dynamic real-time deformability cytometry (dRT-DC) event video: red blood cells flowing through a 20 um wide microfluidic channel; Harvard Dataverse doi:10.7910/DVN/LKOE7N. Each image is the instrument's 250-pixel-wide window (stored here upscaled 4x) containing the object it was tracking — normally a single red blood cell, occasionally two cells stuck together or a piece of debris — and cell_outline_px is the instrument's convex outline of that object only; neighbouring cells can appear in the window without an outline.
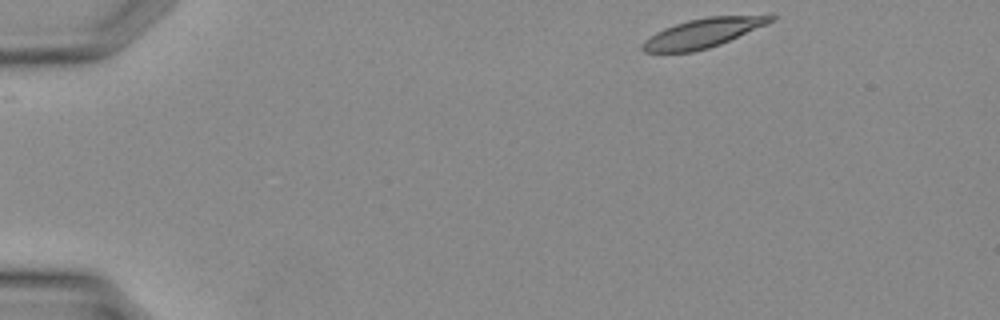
{"species": "Egyptian fruit bat (a non-hibernating species)", "species_latin": "Rousettus aegyptiacus", "temperature_condition": "warm", "stored_images_in_passage": 33, "camera_frame_rate_fps": 3000, "um_per_image_px": 0.085, "animal": {"sex": "female"}, "frame": {"image": 1, "passage_image": 1, "time_ms": 0.0, "image_size_px": [1000, 320], "cell_outline_px": [[776, 20], [720, 44], [708, 48], [692, 52], [644, 52], [640, 48], [640, 44], [644, 40], [656, 32], [664, 28], [688, 20], [708, 16], [776, 16]], "centroid_in_image_um": [59.68, 2.82], "position_along_channel_um": 25.3, "area_um2": 21.5}}
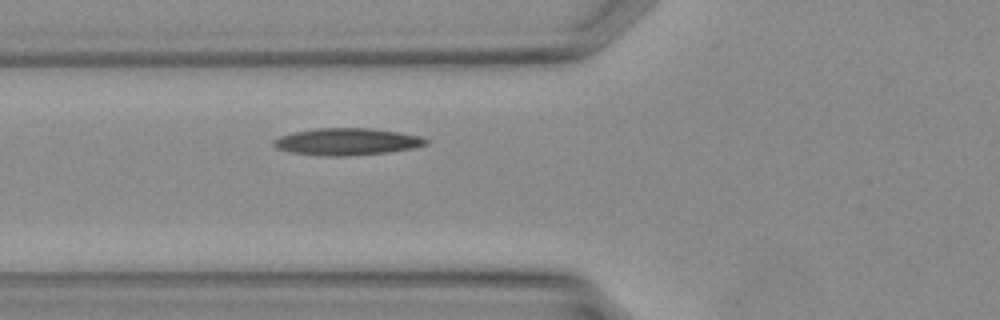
{"frame": {"image": 2, "passage_image": 10, "time_ms": 3.0, "image_size_px": [1000, 320], "cell_outline_px": [[428, 144], [412, 148], [384, 152], [348, 156], [324, 156], [292, 152], [276, 148], [272, 144], [272, 140], [280, 136], [292, 132], [316, 128], [372, 128], [400, 132], [420, 136], [428, 140]], "centroid_in_image_um": [29.46, 12.03], "position_along_channel_um": 96.3, "area_um2": 23.93}}
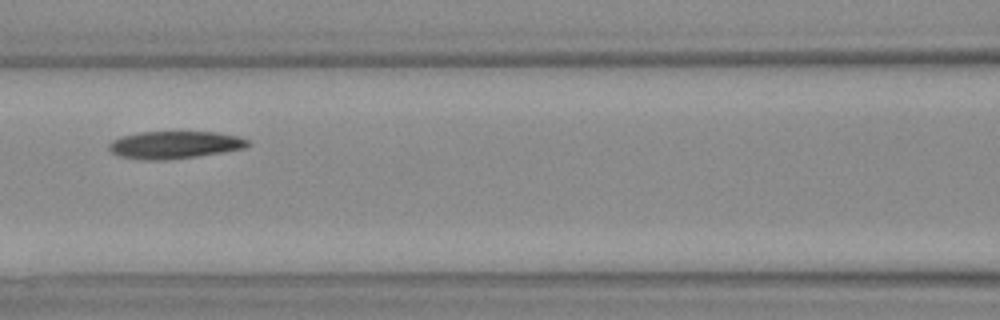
{"frame": {"image": 3, "passage_image": 13, "time_ms": 4.0, "image_size_px": [1000, 320], "cell_outline_px": [[252, 144], [244, 148], [196, 156], [164, 160], [148, 160], [120, 156], [112, 152], [108, 148], [108, 144], [112, 140], [120, 136], [140, 132], [216, 132], [240, 136], [248, 140]], "centroid_in_image_um": [14.84, 12.3], "position_along_channel_um": 151.8, "area_um2": 22.14}}